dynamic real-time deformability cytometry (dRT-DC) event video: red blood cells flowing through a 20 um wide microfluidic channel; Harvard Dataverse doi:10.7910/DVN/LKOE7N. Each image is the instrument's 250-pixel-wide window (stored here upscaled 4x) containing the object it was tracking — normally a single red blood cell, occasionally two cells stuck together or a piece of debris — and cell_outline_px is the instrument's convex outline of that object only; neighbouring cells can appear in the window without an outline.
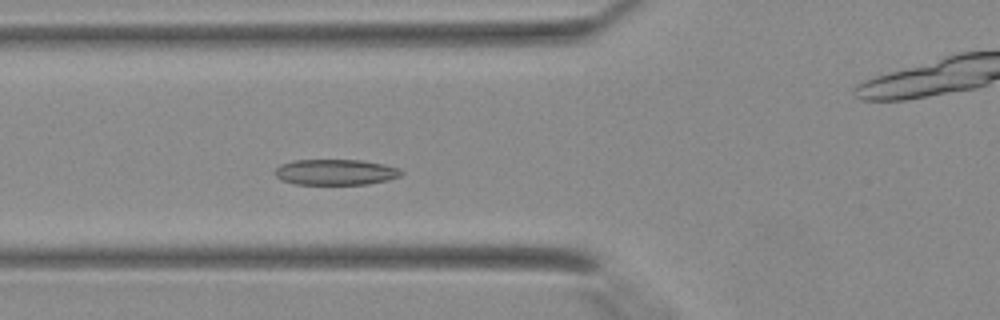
{"species": "Egyptian fruit bat (a non-hibernating species)", "species_latin": "Rousettus aegyptiacus", "temperature_condition": "warm", "stored_images_in_passage": 37, "camera_frame_rate_fps": 3000, "um_per_image_px": 0.085, "animal": {"sex": "female"}, "frame": {"image": 1, "passage_image": 10, "time_ms": 3.0, "image_size_px": [1000, 320], "cell_outline_px": [[404, 172], [400, 176], [388, 180], [368, 184], [296, 184], [280, 180], [272, 172], [280, 164], [292, 160], [360, 160], [384, 164], [400, 168]], "centroid_in_image_um": [28.5, 14.63], "position_along_channel_um": 97.3, "area_um2": 19.13}}
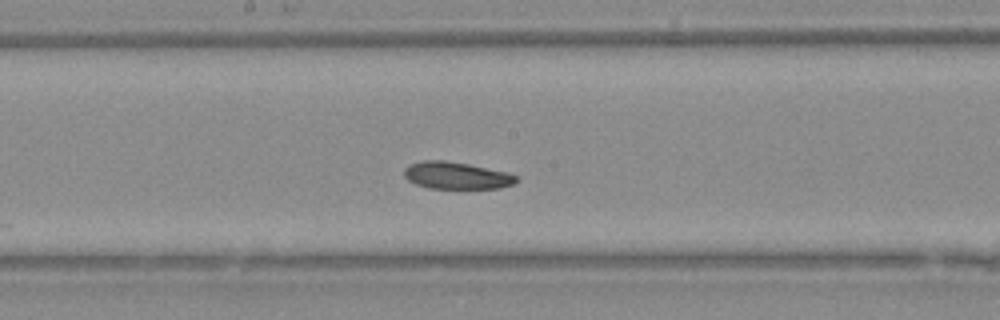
{"frame": {"image": 2, "passage_image": 17, "time_ms": 5.333, "image_size_px": [1000, 320], "cell_outline_px": [[516, 180], [512, 184], [500, 188], [428, 188], [416, 184], [408, 180], [404, 176], [404, 168], [408, 164], [420, 160], [444, 160], [468, 164], [504, 172], [516, 176]], "centroid_in_image_um": [38.7, 14.91], "position_along_channel_um": 209.5, "area_um2": 17.51}}
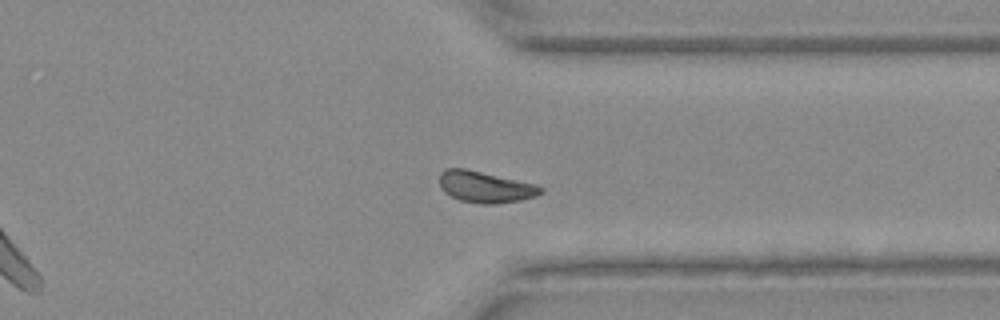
{"frame": {"image": 3, "passage_image": 27, "time_ms": 8.667, "image_size_px": [1000, 320], "cell_outline_px": [[544, 192], [536, 196], [520, 200], [492, 204], [480, 204], [460, 200], [444, 192], [440, 188], [440, 172], [444, 168], [464, 168], [536, 184], [544, 188]], "centroid_in_image_um": [41.24, 15.89], "position_along_channel_um": 370.2, "area_um2": 18.5}}